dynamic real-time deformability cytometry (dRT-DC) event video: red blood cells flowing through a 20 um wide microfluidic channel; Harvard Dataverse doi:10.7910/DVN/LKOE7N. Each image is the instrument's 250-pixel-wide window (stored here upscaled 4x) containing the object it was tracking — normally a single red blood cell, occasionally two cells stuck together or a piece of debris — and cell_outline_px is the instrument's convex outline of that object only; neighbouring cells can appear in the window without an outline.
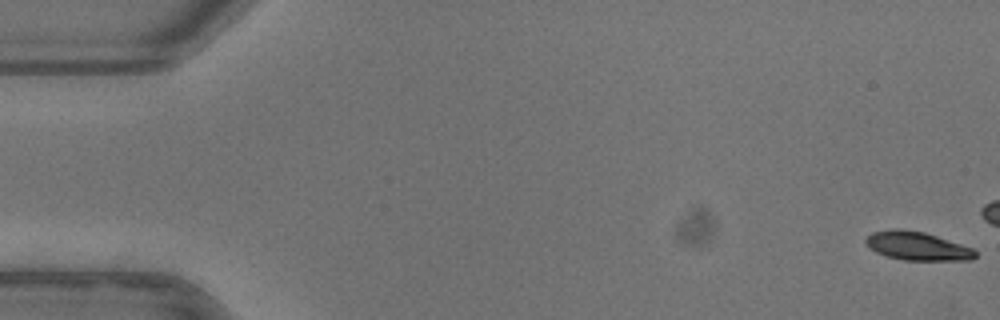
{"species": "common noctule bat (a hibernating species)", "species_latin": "Nyctalus noctula", "temperature_condition": "warm", "stored_images_in_passage": 15, "camera_frame_rate_fps": 3000, "um_per_image_px": 0.085, "animal": {"sex": "female"}, "frame": {"image": 1, "passage_image": 1, "time_ms": 0.0, "image_size_px": [1000, 320], "cell_outline_px": [[976, 256], [972, 260], [904, 260], [888, 256], [876, 252], [864, 240], [872, 232], [896, 228], [900, 228], [924, 232], [972, 248], [976, 252]], "centroid_in_image_um": [77.97, 20.91], "position_along_channel_um": 7.0, "area_um2": 17.92}}